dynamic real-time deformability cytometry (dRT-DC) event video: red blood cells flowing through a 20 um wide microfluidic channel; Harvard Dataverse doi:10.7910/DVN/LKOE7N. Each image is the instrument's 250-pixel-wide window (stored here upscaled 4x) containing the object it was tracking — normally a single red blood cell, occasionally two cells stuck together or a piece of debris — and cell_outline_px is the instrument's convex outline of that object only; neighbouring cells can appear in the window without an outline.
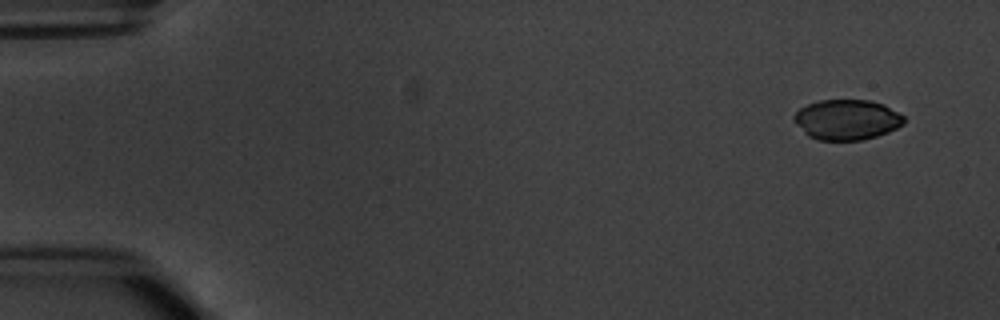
{"species": "common noctule bat (a hibernating species)", "species_latin": "Nyctalus noctula", "temperature_condition": "warm", "stored_images_in_passage": 7, "camera_frame_rate_fps": 3000, "um_per_image_px": 0.085, "animal": {"sex": "male", "body_mass_g": 20.1, "forearm_length_mm": 53.5}, "frame": {"image": 1, "passage_image": 1, "time_ms": 0.0, "image_size_px": [1000, 320], "cell_outline_px": [[904, 124], [888, 132], [876, 136], [860, 140], [816, 140], [808, 136], [796, 124], [792, 116], [800, 108], [808, 104], [820, 100], [868, 100], [884, 104], [904, 116]], "centroid_in_image_um": [71.97, 10.17], "position_along_channel_um": 13.0, "area_um2": 25.78}}